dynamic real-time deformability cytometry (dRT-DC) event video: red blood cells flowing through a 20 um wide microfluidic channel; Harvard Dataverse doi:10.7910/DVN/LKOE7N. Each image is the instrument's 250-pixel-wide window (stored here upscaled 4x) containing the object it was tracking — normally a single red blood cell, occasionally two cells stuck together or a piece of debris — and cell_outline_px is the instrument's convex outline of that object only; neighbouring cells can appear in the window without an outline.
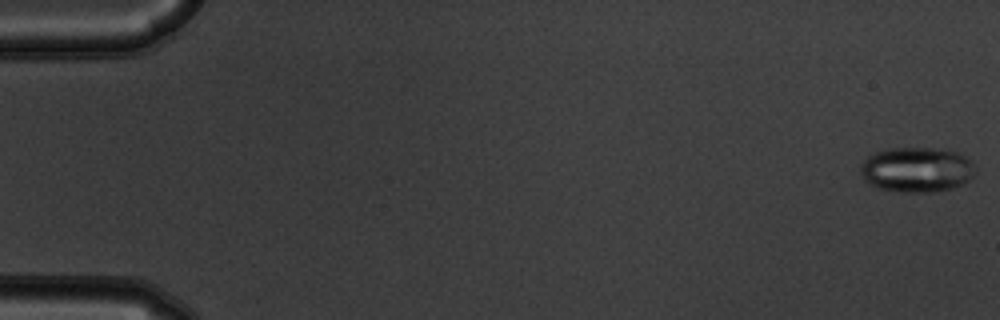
{"species": "common noctule bat (a hibernating species)", "species_latin": "Nyctalus noctula", "temperature_condition": "warm", "stored_images_in_passage": 55, "camera_frame_rate_fps": 3000, "um_per_image_px": 0.085, "animal": {"sex": "male", "body_mass_g": 19.5, "forearm_length_mm": 54.6}, "frame": {"image": 1, "passage_image": 1, "time_ms": 0.0, "image_size_px": [1000, 320], "cell_outline_px": [[976, 172], [964, 184], [952, 188], [936, 192], [900, 192], [876, 188], [864, 180], [860, 172], [860, 164], [868, 156], [876, 152], [892, 148], [932, 148], [956, 152], [964, 156], [976, 168]], "centroid_in_image_um": [77.9, 14.44], "position_along_channel_um": 7.1, "area_um2": 30.23}}
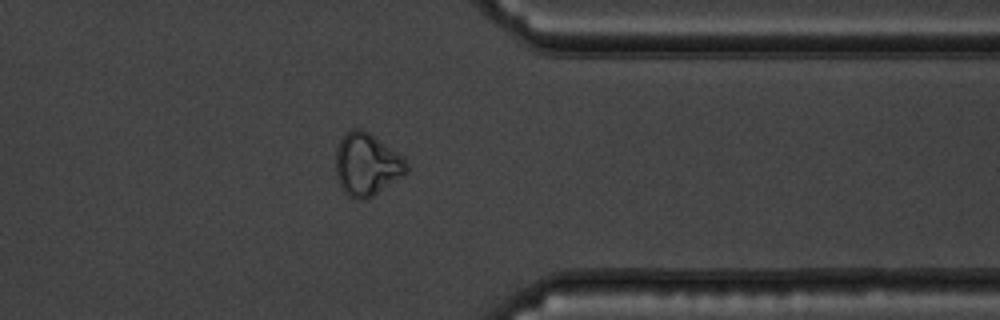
{"frame": {"image": 2, "passage_image": 44, "time_ms": 14.333, "image_size_px": [1000, 320], "cell_outline_px": [[408, 172], [372, 196], [364, 200], [356, 200], [348, 196], [340, 188], [336, 172], [336, 148], [340, 140], [352, 128], [360, 128], [368, 132], [404, 156], [408, 164]], "centroid_in_image_um": [31.18, 13.99], "position_along_channel_um": 380.2, "area_um2": 25.84}}
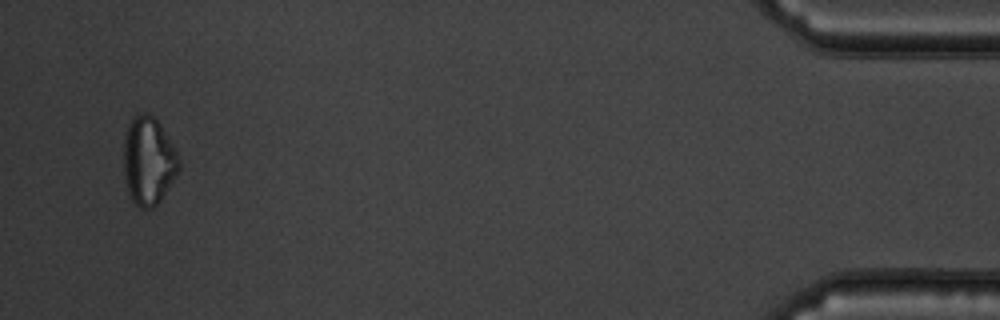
{"frame": {"image": 3, "passage_image": 53, "time_ms": 17.333, "image_size_px": [1000, 320], "cell_outline_px": [[180, 168], [160, 200], [152, 208], [140, 208], [132, 200], [128, 192], [124, 172], [124, 140], [128, 124], [132, 116], [140, 112], [148, 112], [160, 124], [176, 152], [180, 160]], "centroid_in_image_um": [12.6, 13.64], "position_along_channel_um": 422.6, "area_um2": 28.09}, "authors_computed_cell_mechanics": {"area_um2": 26.4724, "velocity_mm_per_s": 3.7456, "shape_relaxation_time_tau1_ms": null, "shape_relaxation_time_tau2_ms": 2.3224, "deformation_change_tau1": null, "deformation_change_tau2": 0.0891}}